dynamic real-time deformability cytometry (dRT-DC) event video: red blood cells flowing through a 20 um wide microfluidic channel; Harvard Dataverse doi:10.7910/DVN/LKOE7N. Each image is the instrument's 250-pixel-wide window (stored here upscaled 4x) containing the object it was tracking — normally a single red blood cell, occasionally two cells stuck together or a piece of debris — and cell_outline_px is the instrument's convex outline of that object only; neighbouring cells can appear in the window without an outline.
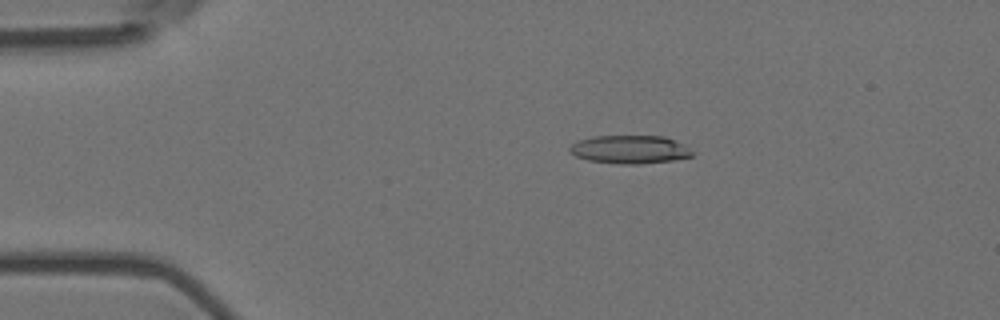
{"species": "Egyptian fruit bat (a non-hibernating species)", "species_latin": "Rousettus aegyptiacus", "temperature_condition": "room temperature", "stored_images_in_passage": 3, "camera_frame_rate_fps": 3000, "um_per_image_px": 0.085, "animal": {"sex": "female"}, "frame": {"image": 1, "passage_image": 1, "time_ms": 0.0, "image_size_px": [1000, 320], "cell_outline_px": [[696, 152], [692, 156], [672, 160], [640, 164], [620, 164], [588, 160], [576, 156], [568, 148], [572, 144], [580, 140], [592, 136], [664, 136], [684, 144]], "centroid_in_image_um": [53.58, 12.7], "position_along_channel_um": 31.4, "area_um2": 20.17}}
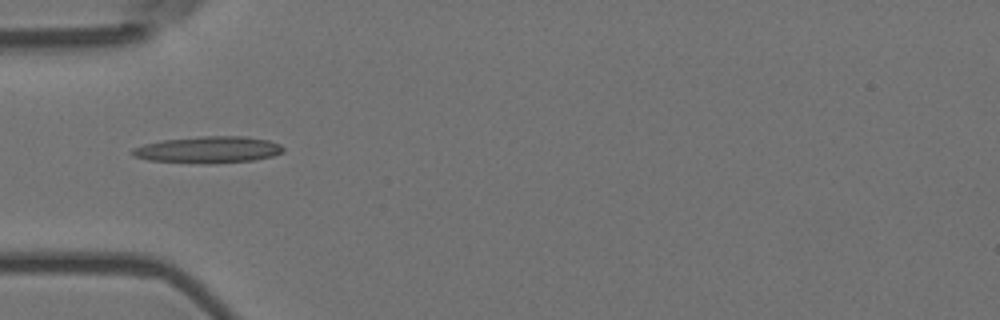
{"frame": {"image": 2, "passage_image": 3, "time_ms": 0.667, "image_size_px": [1000, 320], "cell_outline_px": [[284, 152], [272, 156], [252, 160], [208, 164], [204, 164], [148, 160], [132, 156], [128, 152], [132, 148], [144, 144], [160, 140], [200, 136], [244, 136], [268, 140], [280, 144], [284, 148]], "centroid_in_image_um": [17.65, 12.72], "position_along_channel_um": 67.4, "area_um2": 23.7}}